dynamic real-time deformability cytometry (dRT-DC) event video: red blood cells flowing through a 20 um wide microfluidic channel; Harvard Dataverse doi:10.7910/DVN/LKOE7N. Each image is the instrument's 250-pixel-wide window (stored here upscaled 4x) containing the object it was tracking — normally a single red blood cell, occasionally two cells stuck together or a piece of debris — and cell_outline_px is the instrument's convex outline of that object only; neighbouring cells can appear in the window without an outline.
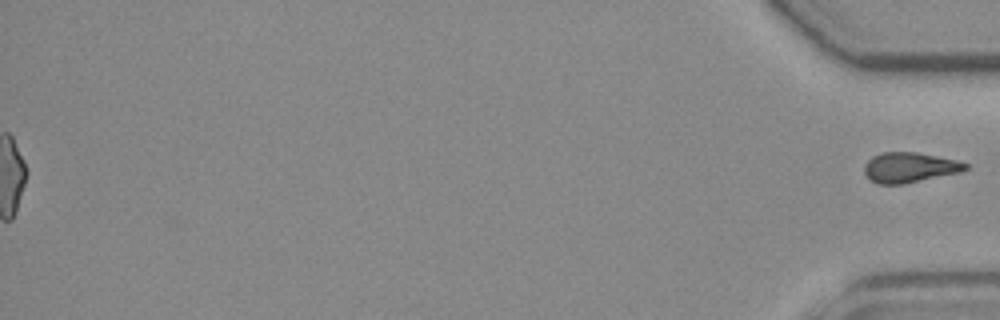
{"species": "common noctule bat (a hibernating species)", "species_latin": "Nyctalus noctula", "temperature_condition": "room temperature", "stored_images_in_passage": 38, "segment_of_instrument_passage": [2, 2], "camera_frame_rate_fps": 3000, "um_per_image_px": 0.085, "animal": {"sex": "female", "body_mass_g": 19.3, "forearm_length_mm": 54.1}, "frame": {"image": 1, "passage_image": 38, "time_ms": 12.333, "image_size_px": [1000, 320], "cell_outline_px": [[968, 168], [960, 172], [904, 184], [880, 184], [872, 180], [864, 172], [864, 164], [872, 156], [880, 152], [916, 152], [956, 160], [968, 164]], "centroid_in_image_um": [77.3, 14.22], "position_along_channel_um": 357.9, "area_um2": 17.63}}